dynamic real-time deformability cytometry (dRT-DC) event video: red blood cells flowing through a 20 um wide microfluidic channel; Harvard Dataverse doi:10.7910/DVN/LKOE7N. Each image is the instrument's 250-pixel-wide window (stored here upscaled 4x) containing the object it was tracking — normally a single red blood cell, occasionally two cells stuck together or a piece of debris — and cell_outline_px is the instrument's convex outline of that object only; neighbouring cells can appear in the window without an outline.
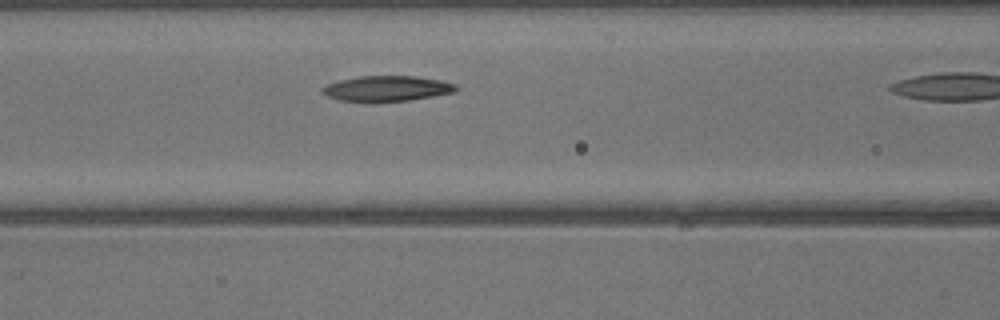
{"species": "common noctule bat (a hibernating species)", "species_latin": "Nyctalus noctula", "temperature_condition": "warm", "stored_images_in_passage": 8, "camera_frame_rate_fps": 3000, "um_per_image_px": 0.085, "animal": {"sex": "male", "body_mass_g": 13.3}, "frame": {"image": 1, "passage_image": 5, "time_ms": 1.333, "image_size_px": [1000, 320], "cell_outline_px": [[460, 88], [456, 92], [408, 100], [376, 104], [364, 104], [340, 100], [328, 96], [320, 92], [320, 88], [328, 84], [340, 80], [360, 76], [416, 76], [440, 80], [456, 84]], "centroid_in_image_um": [32.86, 7.56], "position_along_channel_um": 133.7, "area_um2": 20.52}}
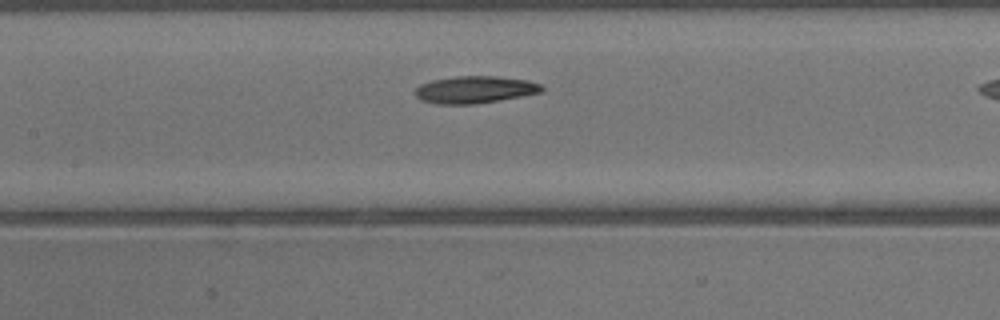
{"frame": {"image": 2, "passage_image": 7, "time_ms": 2.0, "image_size_px": [1000, 320], "cell_outline_px": [[544, 92], [500, 100], [476, 104], [436, 104], [420, 100], [416, 96], [416, 88], [420, 84], [432, 80], [452, 76], [496, 76], [528, 80], [540, 84], [544, 88]], "centroid_in_image_um": [40.37, 7.62], "position_along_channel_um": 167.0, "area_um2": 20.23}}